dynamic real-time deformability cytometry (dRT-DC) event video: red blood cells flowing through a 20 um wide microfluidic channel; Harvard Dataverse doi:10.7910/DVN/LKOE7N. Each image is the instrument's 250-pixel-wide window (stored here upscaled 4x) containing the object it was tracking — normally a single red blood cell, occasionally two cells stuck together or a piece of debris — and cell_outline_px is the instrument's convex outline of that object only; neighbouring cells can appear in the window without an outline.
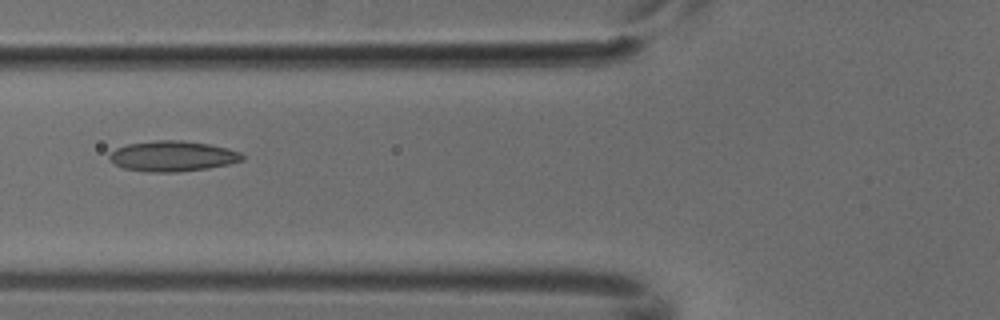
{"species": "common noctule bat (a hibernating species)", "species_latin": "Nyctalus noctula", "temperature_condition": "cold", "stored_images_in_passage": 3, "camera_frame_rate_fps": 3000, "um_per_image_px": 0.085, "animal": {"sex": "male", "body_mass_g": 18.8}, "frame": {"image": 1, "passage_image": 2, "time_ms": 0.333, "image_size_px": [1000, 320], "cell_outline_px": [[244, 160], [228, 164], [208, 168], [180, 172], [148, 172], [124, 168], [108, 160], [108, 156], [116, 148], [128, 144], [156, 140], [180, 140], [208, 144], [228, 148], [240, 152], [244, 156]], "centroid_in_image_um": [14.67, 13.27], "position_along_channel_um": 111.1, "area_um2": 23.58}}
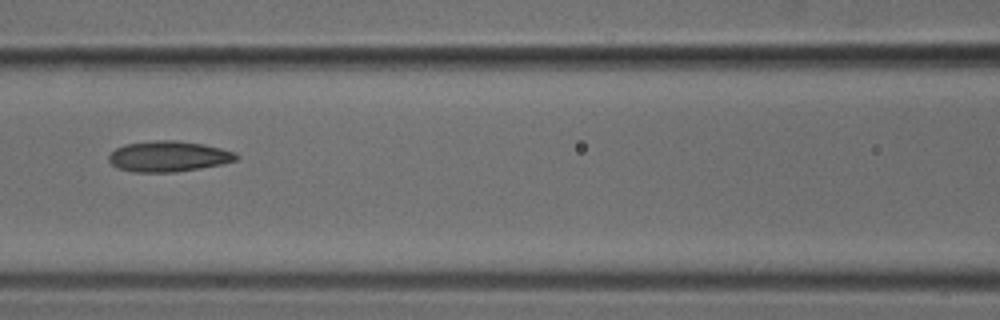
{"frame": {"image": 2, "passage_image": 3, "time_ms": 0.667, "image_size_px": [1000, 320], "cell_outline_px": [[240, 156], [236, 160], [220, 164], [200, 168], [176, 172], [132, 172], [116, 168], [108, 160], [108, 156], [116, 148], [124, 144], [156, 140], [176, 140], [204, 144], [236, 152]], "centroid_in_image_um": [14.31, 13.29], "position_along_channel_um": 152.3, "area_um2": 22.89}}